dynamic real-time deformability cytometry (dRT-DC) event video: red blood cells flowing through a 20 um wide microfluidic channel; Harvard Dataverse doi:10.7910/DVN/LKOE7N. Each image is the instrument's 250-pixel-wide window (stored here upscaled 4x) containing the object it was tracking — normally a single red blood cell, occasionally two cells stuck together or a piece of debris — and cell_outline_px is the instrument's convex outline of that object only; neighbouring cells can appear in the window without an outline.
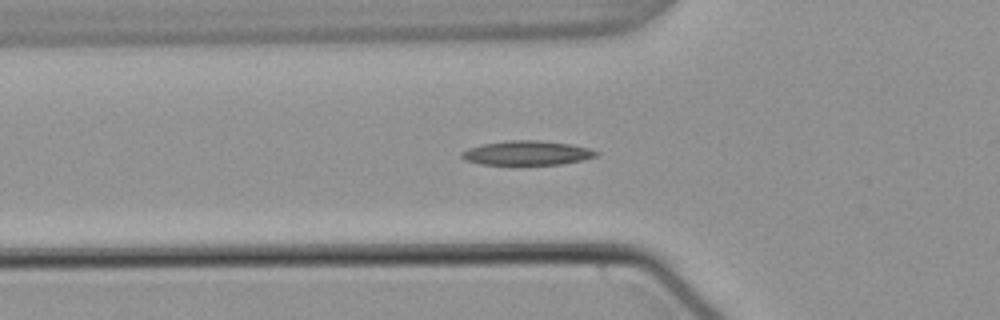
{"species": "common noctule bat (a hibernating species)", "species_latin": "Nyctalus noctula", "temperature_condition": "warm", "stored_images_in_passage": 38, "camera_frame_rate_fps": 3000, "um_per_image_px": 0.085, "animal": {"sex": "male", "body_mass_g": 21.5, "forearm_length_mm": 52.0}, "frame": {"image": 1, "passage_image": 2, "time_ms": 0.333, "image_size_px": [1000, 320], "cell_outline_px": [[600, 152], [596, 156], [584, 160], [564, 164], [480, 164], [464, 160], [460, 156], [460, 152], [468, 148], [484, 144], [508, 140], [536, 140], [572, 144], [588, 148]], "centroid_in_image_um": [44.8, 13.0], "position_along_channel_um": 81.0, "area_um2": 19.07}}
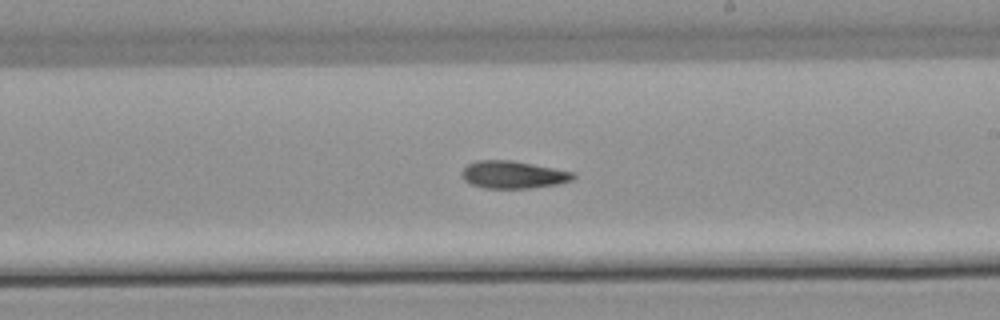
{"frame": {"image": 2, "passage_image": 15, "time_ms": 4.667, "image_size_px": [1000, 320], "cell_outline_px": [[576, 176], [572, 180], [556, 184], [528, 188], [484, 188], [472, 184], [464, 180], [460, 172], [468, 164], [476, 160], [512, 160], [576, 172]], "centroid_in_image_um": [43.62, 14.84], "position_along_channel_um": 245.4, "area_um2": 17.86}}
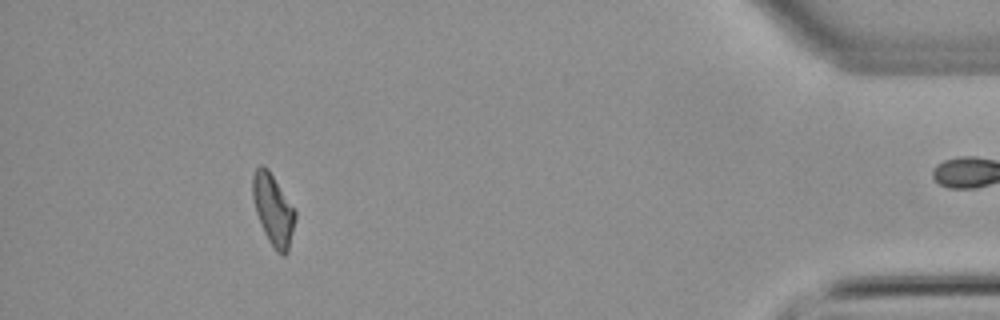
{"frame": {"image": 3, "passage_image": 33, "time_ms": 10.667, "image_size_px": [1000, 320], "cell_outline_px": [[296, 216], [288, 252], [284, 256], [280, 256], [276, 252], [268, 240], [264, 232], [256, 212], [252, 196], [252, 176], [256, 168], [260, 164], [264, 164], [268, 168], [296, 208]], "centroid_in_image_um": [23.23, 17.8], "position_along_channel_um": 412.0, "area_um2": 18.03}}